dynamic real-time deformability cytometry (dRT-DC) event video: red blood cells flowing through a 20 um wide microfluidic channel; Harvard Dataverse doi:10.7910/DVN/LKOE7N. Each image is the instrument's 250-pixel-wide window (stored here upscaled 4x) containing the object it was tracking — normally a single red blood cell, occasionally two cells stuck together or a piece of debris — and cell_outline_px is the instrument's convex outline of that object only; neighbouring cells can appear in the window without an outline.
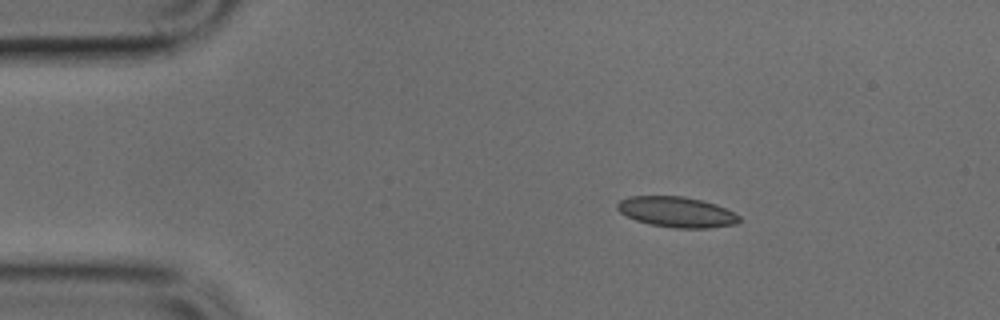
{"species": "common noctule bat (a hibernating species)", "species_latin": "Nyctalus noctula", "temperature_condition": "cold", "stored_images_in_passage": 42, "camera_frame_rate_fps": 3000, "um_per_image_px": 0.085, "animal": {"sex": "male", "body_mass_g": 17.9, "forearm_length_mm": 54.2}, "frame": {"image": 1, "passage_image": 1, "time_ms": 0.0, "image_size_px": [1000, 320], "cell_outline_px": [[744, 220], [736, 224], [708, 228], [676, 228], [648, 224], [636, 220], [620, 212], [616, 208], [616, 204], [620, 200], [628, 196], [684, 196], [704, 200], [716, 204], [740, 216]], "centroid_in_image_um": [57.53, 18.01], "position_along_channel_um": 27.5, "area_um2": 21.85}}
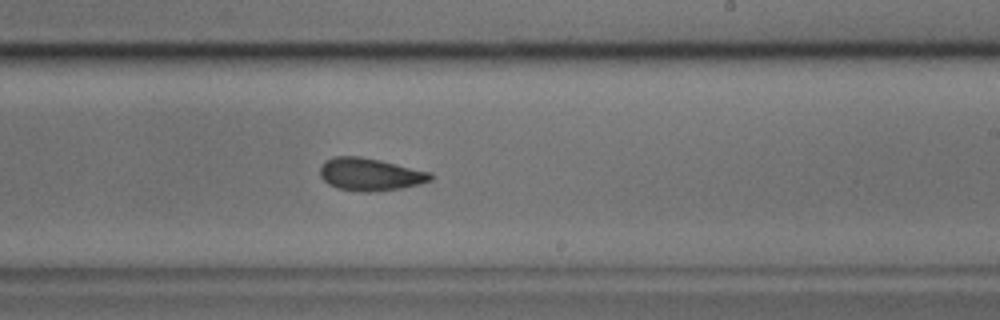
{"frame": {"image": 2, "passage_image": 22, "time_ms": 7.0, "image_size_px": [1000, 320], "cell_outline_px": [[436, 176], [432, 180], [420, 184], [400, 188], [376, 192], [360, 192], [336, 188], [328, 184], [320, 176], [320, 168], [324, 160], [332, 156], [360, 156], [380, 160], [432, 172]], "centroid_in_image_um": [31.47, 14.82], "position_along_channel_um": 257.5, "area_um2": 21.39}}
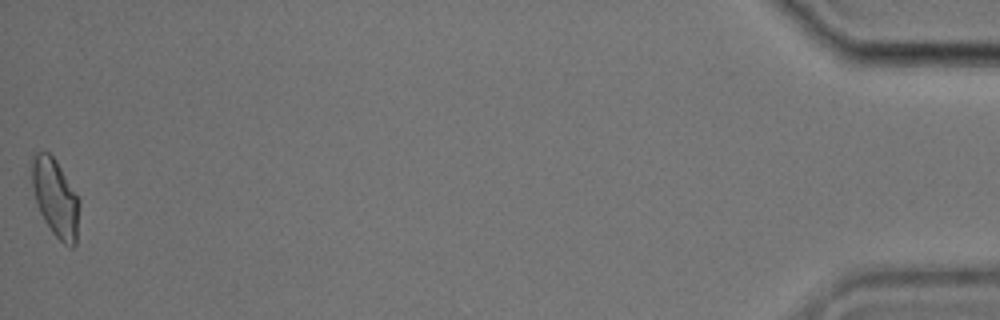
{"frame": {"image": 3, "passage_image": 42, "time_ms": 13.667, "image_size_px": [1000, 320], "cell_outline_px": [[80, 204], [76, 244], [72, 248], [64, 244], [52, 232], [44, 220], [36, 204], [32, 184], [28, 160], [36, 152], [48, 152], [56, 160], [80, 200]], "centroid_in_image_um": [4.68, 16.78], "position_along_channel_um": 430.5, "area_um2": 21.91}}